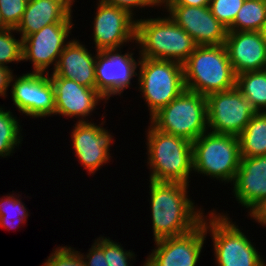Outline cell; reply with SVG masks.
<instances>
[{
    "label": "cell",
    "mask_w": 266,
    "mask_h": 266,
    "mask_svg": "<svg viewBox=\"0 0 266 266\" xmlns=\"http://www.w3.org/2000/svg\"><path fill=\"white\" fill-rule=\"evenodd\" d=\"M189 185L150 180V204L154 241L184 235L197 228L204 217L187 197ZM198 210V211H197Z\"/></svg>",
    "instance_id": "cell-1"
},
{
    "label": "cell",
    "mask_w": 266,
    "mask_h": 266,
    "mask_svg": "<svg viewBox=\"0 0 266 266\" xmlns=\"http://www.w3.org/2000/svg\"><path fill=\"white\" fill-rule=\"evenodd\" d=\"M187 90L207 96L236 87V74L225 44L197 46L183 63Z\"/></svg>",
    "instance_id": "cell-2"
},
{
    "label": "cell",
    "mask_w": 266,
    "mask_h": 266,
    "mask_svg": "<svg viewBox=\"0 0 266 266\" xmlns=\"http://www.w3.org/2000/svg\"><path fill=\"white\" fill-rule=\"evenodd\" d=\"M147 137L150 180L188 185L193 170L192 142L149 126Z\"/></svg>",
    "instance_id": "cell-3"
},
{
    "label": "cell",
    "mask_w": 266,
    "mask_h": 266,
    "mask_svg": "<svg viewBox=\"0 0 266 266\" xmlns=\"http://www.w3.org/2000/svg\"><path fill=\"white\" fill-rule=\"evenodd\" d=\"M141 57L183 64L197 47L193 38L169 16L136 20Z\"/></svg>",
    "instance_id": "cell-4"
},
{
    "label": "cell",
    "mask_w": 266,
    "mask_h": 266,
    "mask_svg": "<svg viewBox=\"0 0 266 266\" xmlns=\"http://www.w3.org/2000/svg\"><path fill=\"white\" fill-rule=\"evenodd\" d=\"M150 119L157 130L194 142L208 130L206 96L185 89Z\"/></svg>",
    "instance_id": "cell-5"
},
{
    "label": "cell",
    "mask_w": 266,
    "mask_h": 266,
    "mask_svg": "<svg viewBox=\"0 0 266 266\" xmlns=\"http://www.w3.org/2000/svg\"><path fill=\"white\" fill-rule=\"evenodd\" d=\"M193 171L225 182L235 179L240 166L239 137L208 132L194 142Z\"/></svg>",
    "instance_id": "cell-6"
},
{
    "label": "cell",
    "mask_w": 266,
    "mask_h": 266,
    "mask_svg": "<svg viewBox=\"0 0 266 266\" xmlns=\"http://www.w3.org/2000/svg\"><path fill=\"white\" fill-rule=\"evenodd\" d=\"M140 58L138 84L152 117L186 89L183 64L172 60Z\"/></svg>",
    "instance_id": "cell-7"
},
{
    "label": "cell",
    "mask_w": 266,
    "mask_h": 266,
    "mask_svg": "<svg viewBox=\"0 0 266 266\" xmlns=\"http://www.w3.org/2000/svg\"><path fill=\"white\" fill-rule=\"evenodd\" d=\"M224 215L213 210L209 222L202 219L205 231L211 233L218 266H266L249 238Z\"/></svg>",
    "instance_id": "cell-8"
},
{
    "label": "cell",
    "mask_w": 266,
    "mask_h": 266,
    "mask_svg": "<svg viewBox=\"0 0 266 266\" xmlns=\"http://www.w3.org/2000/svg\"><path fill=\"white\" fill-rule=\"evenodd\" d=\"M206 100L208 128L213 133L239 136L257 112L236 87L211 93Z\"/></svg>",
    "instance_id": "cell-9"
},
{
    "label": "cell",
    "mask_w": 266,
    "mask_h": 266,
    "mask_svg": "<svg viewBox=\"0 0 266 266\" xmlns=\"http://www.w3.org/2000/svg\"><path fill=\"white\" fill-rule=\"evenodd\" d=\"M16 79V80H14ZM11 88L12 100L17 109L31 117L55 115V95L49 72H31L23 74Z\"/></svg>",
    "instance_id": "cell-10"
},
{
    "label": "cell",
    "mask_w": 266,
    "mask_h": 266,
    "mask_svg": "<svg viewBox=\"0 0 266 266\" xmlns=\"http://www.w3.org/2000/svg\"><path fill=\"white\" fill-rule=\"evenodd\" d=\"M95 15L93 36L96 52L118 50L124 43L136 40V21L126 10L99 0Z\"/></svg>",
    "instance_id": "cell-11"
},
{
    "label": "cell",
    "mask_w": 266,
    "mask_h": 266,
    "mask_svg": "<svg viewBox=\"0 0 266 266\" xmlns=\"http://www.w3.org/2000/svg\"><path fill=\"white\" fill-rule=\"evenodd\" d=\"M72 27L73 23H53L23 38L22 60L32 61L33 72L45 74L50 64L55 69Z\"/></svg>",
    "instance_id": "cell-12"
},
{
    "label": "cell",
    "mask_w": 266,
    "mask_h": 266,
    "mask_svg": "<svg viewBox=\"0 0 266 266\" xmlns=\"http://www.w3.org/2000/svg\"><path fill=\"white\" fill-rule=\"evenodd\" d=\"M206 235L201 223L184 235L156 240L143 266H196Z\"/></svg>",
    "instance_id": "cell-13"
},
{
    "label": "cell",
    "mask_w": 266,
    "mask_h": 266,
    "mask_svg": "<svg viewBox=\"0 0 266 266\" xmlns=\"http://www.w3.org/2000/svg\"><path fill=\"white\" fill-rule=\"evenodd\" d=\"M164 6L169 17L193 38L197 46L225 44L227 28L212 14L209 6Z\"/></svg>",
    "instance_id": "cell-14"
},
{
    "label": "cell",
    "mask_w": 266,
    "mask_h": 266,
    "mask_svg": "<svg viewBox=\"0 0 266 266\" xmlns=\"http://www.w3.org/2000/svg\"><path fill=\"white\" fill-rule=\"evenodd\" d=\"M119 50L97 51L96 55V90L108 100L111 95H119L129 88L131 79L137 75L140 58L136 62L133 53Z\"/></svg>",
    "instance_id": "cell-15"
},
{
    "label": "cell",
    "mask_w": 266,
    "mask_h": 266,
    "mask_svg": "<svg viewBox=\"0 0 266 266\" xmlns=\"http://www.w3.org/2000/svg\"><path fill=\"white\" fill-rule=\"evenodd\" d=\"M71 137L75 156L89 174H94L103 163H108L113 136L102 126L88 122V119L77 121Z\"/></svg>",
    "instance_id": "cell-16"
},
{
    "label": "cell",
    "mask_w": 266,
    "mask_h": 266,
    "mask_svg": "<svg viewBox=\"0 0 266 266\" xmlns=\"http://www.w3.org/2000/svg\"><path fill=\"white\" fill-rule=\"evenodd\" d=\"M225 46L236 75L266 69V40L257 31H227Z\"/></svg>",
    "instance_id": "cell-17"
},
{
    "label": "cell",
    "mask_w": 266,
    "mask_h": 266,
    "mask_svg": "<svg viewBox=\"0 0 266 266\" xmlns=\"http://www.w3.org/2000/svg\"><path fill=\"white\" fill-rule=\"evenodd\" d=\"M55 95V114L67 117H83L94 111L98 101L106 99L96 90L79 85L74 80L50 77Z\"/></svg>",
    "instance_id": "cell-18"
},
{
    "label": "cell",
    "mask_w": 266,
    "mask_h": 266,
    "mask_svg": "<svg viewBox=\"0 0 266 266\" xmlns=\"http://www.w3.org/2000/svg\"><path fill=\"white\" fill-rule=\"evenodd\" d=\"M233 185L234 196L248 210L265 199L266 155L241 157Z\"/></svg>",
    "instance_id": "cell-19"
},
{
    "label": "cell",
    "mask_w": 266,
    "mask_h": 266,
    "mask_svg": "<svg viewBox=\"0 0 266 266\" xmlns=\"http://www.w3.org/2000/svg\"><path fill=\"white\" fill-rule=\"evenodd\" d=\"M96 56L78 40H70L59 56L51 77L74 80L79 85L96 89Z\"/></svg>",
    "instance_id": "cell-20"
},
{
    "label": "cell",
    "mask_w": 266,
    "mask_h": 266,
    "mask_svg": "<svg viewBox=\"0 0 266 266\" xmlns=\"http://www.w3.org/2000/svg\"><path fill=\"white\" fill-rule=\"evenodd\" d=\"M74 0H28L22 19L15 29L21 39L53 23H72Z\"/></svg>",
    "instance_id": "cell-21"
},
{
    "label": "cell",
    "mask_w": 266,
    "mask_h": 266,
    "mask_svg": "<svg viewBox=\"0 0 266 266\" xmlns=\"http://www.w3.org/2000/svg\"><path fill=\"white\" fill-rule=\"evenodd\" d=\"M238 137L241 157L266 155V111L256 112Z\"/></svg>",
    "instance_id": "cell-22"
},
{
    "label": "cell",
    "mask_w": 266,
    "mask_h": 266,
    "mask_svg": "<svg viewBox=\"0 0 266 266\" xmlns=\"http://www.w3.org/2000/svg\"><path fill=\"white\" fill-rule=\"evenodd\" d=\"M236 88L250 101L257 112H264L266 109V69L236 75Z\"/></svg>",
    "instance_id": "cell-23"
},
{
    "label": "cell",
    "mask_w": 266,
    "mask_h": 266,
    "mask_svg": "<svg viewBox=\"0 0 266 266\" xmlns=\"http://www.w3.org/2000/svg\"><path fill=\"white\" fill-rule=\"evenodd\" d=\"M266 20V0H245L227 31L259 32Z\"/></svg>",
    "instance_id": "cell-24"
},
{
    "label": "cell",
    "mask_w": 266,
    "mask_h": 266,
    "mask_svg": "<svg viewBox=\"0 0 266 266\" xmlns=\"http://www.w3.org/2000/svg\"><path fill=\"white\" fill-rule=\"evenodd\" d=\"M21 126L12 112L0 107V157L10 156L21 143Z\"/></svg>",
    "instance_id": "cell-25"
},
{
    "label": "cell",
    "mask_w": 266,
    "mask_h": 266,
    "mask_svg": "<svg viewBox=\"0 0 266 266\" xmlns=\"http://www.w3.org/2000/svg\"><path fill=\"white\" fill-rule=\"evenodd\" d=\"M0 202H1L0 203L1 227L12 229L15 228L14 226L16 225L17 221L19 224L24 223L26 221L25 218L28 217L29 214L24 206L25 204L24 203L22 204V202L20 201V199H18V197L16 198L14 197V195L9 194V196L7 195L6 197L2 198ZM13 214L15 217L12 216Z\"/></svg>",
    "instance_id": "cell-26"
},
{
    "label": "cell",
    "mask_w": 266,
    "mask_h": 266,
    "mask_svg": "<svg viewBox=\"0 0 266 266\" xmlns=\"http://www.w3.org/2000/svg\"><path fill=\"white\" fill-rule=\"evenodd\" d=\"M15 29L8 28L0 31V66L22 60V39L17 40L11 32Z\"/></svg>",
    "instance_id": "cell-27"
},
{
    "label": "cell",
    "mask_w": 266,
    "mask_h": 266,
    "mask_svg": "<svg viewBox=\"0 0 266 266\" xmlns=\"http://www.w3.org/2000/svg\"><path fill=\"white\" fill-rule=\"evenodd\" d=\"M245 0H210L209 8L227 29L233 24Z\"/></svg>",
    "instance_id": "cell-28"
},
{
    "label": "cell",
    "mask_w": 266,
    "mask_h": 266,
    "mask_svg": "<svg viewBox=\"0 0 266 266\" xmlns=\"http://www.w3.org/2000/svg\"><path fill=\"white\" fill-rule=\"evenodd\" d=\"M28 0H0L2 19L8 28L16 29L19 25Z\"/></svg>",
    "instance_id": "cell-29"
},
{
    "label": "cell",
    "mask_w": 266,
    "mask_h": 266,
    "mask_svg": "<svg viewBox=\"0 0 266 266\" xmlns=\"http://www.w3.org/2000/svg\"><path fill=\"white\" fill-rule=\"evenodd\" d=\"M42 266H86L82 256L72 247H58Z\"/></svg>",
    "instance_id": "cell-30"
},
{
    "label": "cell",
    "mask_w": 266,
    "mask_h": 266,
    "mask_svg": "<svg viewBox=\"0 0 266 266\" xmlns=\"http://www.w3.org/2000/svg\"><path fill=\"white\" fill-rule=\"evenodd\" d=\"M134 255L130 250L124 251L120 244L110 238H104V257L108 266H130L128 260L131 261V258L133 260Z\"/></svg>",
    "instance_id": "cell-31"
},
{
    "label": "cell",
    "mask_w": 266,
    "mask_h": 266,
    "mask_svg": "<svg viewBox=\"0 0 266 266\" xmlns=\"http://www.w3.org/2000/svg\"><path fill=\"white\" fill-rule=\"evenodd\" d=\"M80 255L86 266H108L104 257V237H99L97 241L95 240L85 258L84 255Z\"/></svg>",
    "instance_id": "cell-32"
},
{
    "label": "cell",
    "mask_w": 266,
    "mask_h": 266,
    "mask_svg": "<svg viewBox=\"0 0 266 266\" xmlns=\"http://www.w3.org/2000/svg\"><path fill=\"white\" fill-rule=\"evenodd\" d=\"M107 4L114 5L118 8L126 10L130 15L133 16V8L146 7V6H160V0H102Z\"/></svg>",
    "instance_id": "cell-33"
},
{
    "label": "cell",
    "mask_w": 266,
    "mask_h": 266,
    "mask_svg": "<svg viewBox=\"0 0 266 266\" xmlns=\"http://www.w3.org/2000/svg\"><path fill=\"white\" fill-rule=\"evenodd\" d=\"M13 72L8 67L0 66V96L6 97V92L11 84V79L14 75Z\"/></svg>",
    "instance_id": "cell-34"
},
{
    "label": "cell",
    "mask_w": 266,
    "mask_h": 266,
    "mask_svg": "<svg viewBox=\"0 0 266 266\" xmlns=\"http://www.w3.org/2000/svg\"><path fill=\"white\" fill-rule=\"evenodd\" d=\"M256 222H259L262 226L266 225V198L261 200L255 205L249 212Z\"/></svg>",
    "instance_id": "cell-35"
},
{
    "label": "cell",
    "mask_w": 266,
    "mask_h": 266,
    "mask_svg": "<svg viewBox=\"0 0 266 266\" xmlns=\"http://www.w3.org/2000/svg\"><path fill=\"white\" fill-rule=\"evenodd\" d=\"M182 5V6H195L203 7L209 6L210 0H160L161 5Z\"/></svg>",
    "instance_id": "cell-36"
},
{
    "label": "cell",
    "mask_w": 266,
    "mask_h": 266,
    "mask_svg": "<svg viewBox=\"0 0 266 266\" xmlns=\"http://www.w3.org/2000/svg\"><path fill=\"white\" fill-rule=\"evenodd\" d=\"M259 32H260L261 36L266 40V20L264 21Z\"/></svg>",
    "instance_id": "cell-37"
},
{
    "label": "cell",
    "mask_w": 266,
    "mask_h": 266,
    "mask_svg": "<svg viewBox=\"0 0 266 266\" xmlns=\"http://www.w3.org/2000/svg\"><path fill=\"white\" fill-rule=\"evenodd\" d=\"M8 29V27L5 25L2 16H1V11H0V31Z\"/></svg>",
    "instance_id": "cell-38"
}]
</instances>
